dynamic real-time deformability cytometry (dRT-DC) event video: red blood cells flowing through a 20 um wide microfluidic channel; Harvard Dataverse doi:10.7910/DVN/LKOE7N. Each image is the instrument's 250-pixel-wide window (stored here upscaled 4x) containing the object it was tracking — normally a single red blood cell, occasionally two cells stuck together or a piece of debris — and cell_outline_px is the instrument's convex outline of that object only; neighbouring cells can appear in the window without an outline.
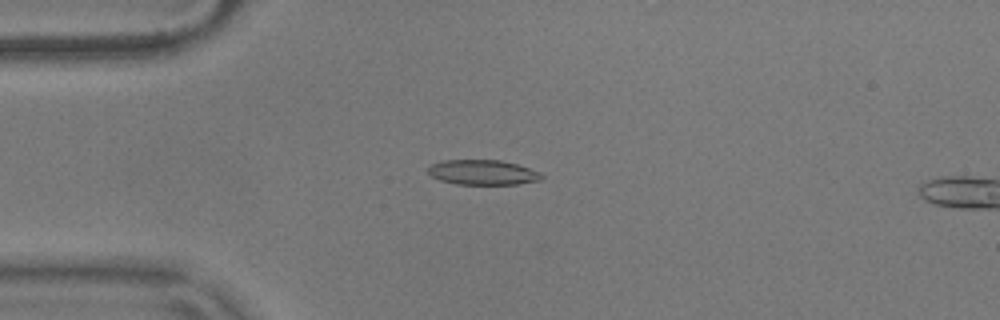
{"species": "common noctule bat (a hibernating species)", "species_latin": "Nyctalus noctula", "temperature_condition": "warm", "stored_images_in_passage": 16, "camera_frame_rate_fps": 3000, "um_per_image_px": 0.085, "animal": {"sex": "male", "body_mass_g": 17.9}, "frame": {"image": 1, "passage_image": 14, "time_ms": 4.333, "image_size_px": [1000, 320], "cell_outline_px": [[544, 176], [540, 180], [516, 184], [456, 184], [440, 180], [432, 176], [428, 172], [428, 168], [432, 164], [444, 160], [500, 160], [516, 164], [540, 172]], "centroid_in_image_um": [41.03, 14.65], "position_along_channel_um": 44.0, "area_um2": 16.36}}